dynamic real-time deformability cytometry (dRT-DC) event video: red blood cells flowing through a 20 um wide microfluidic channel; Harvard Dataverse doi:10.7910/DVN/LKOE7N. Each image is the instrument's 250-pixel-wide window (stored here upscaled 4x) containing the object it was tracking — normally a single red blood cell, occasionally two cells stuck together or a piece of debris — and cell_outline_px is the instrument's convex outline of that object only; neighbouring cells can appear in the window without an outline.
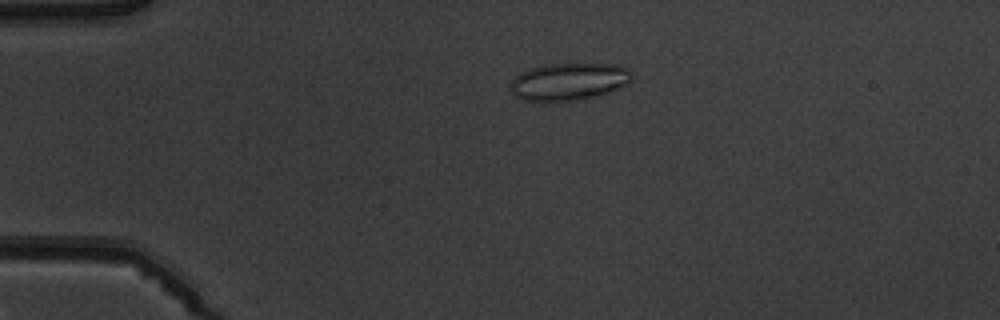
{"species": "common noctule bat (a hibernating species)", "species_latin": "Nyctalus noctula", "temperature_condition": "warm", "stored_images_in_passage": 5, "camera_frame_rate_fps": 3000, "um_per_image_px": 0.085, "animal": {"sex": "male", "body_mass_g": 19.5, "forearm_length_mm": 54.6}, "frame": {"image": 1, "passage_image": 3, "time_ms": 2.333, "image_size_px": [1000, 320], "cell_outline_px": [[632, 76], [624, 84], [608, 92], [596, 96], [572, 100], [524, 100], [512, 96], [512, 80], [520, 72], [532, 68], [548, 64], [620, 64], [628, 68], [632, 72]], "centroid_in_image_um": [48.34, 6.91], "position_along_channel_um": 36.7, "area_um2": 25.89}}